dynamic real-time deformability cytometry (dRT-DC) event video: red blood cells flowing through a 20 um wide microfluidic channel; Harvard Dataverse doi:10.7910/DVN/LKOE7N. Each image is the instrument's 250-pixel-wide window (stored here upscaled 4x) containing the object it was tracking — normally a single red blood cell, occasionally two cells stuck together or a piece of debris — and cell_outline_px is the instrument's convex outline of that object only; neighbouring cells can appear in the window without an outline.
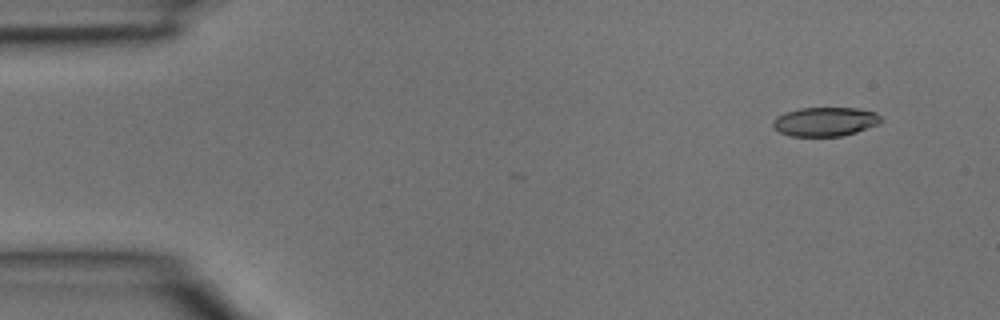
{"species": "common noctule bat (a hibernating species)", "species_latin": "Nyctalus noctula", "temperature_condition": "room temperature", "stored_images_in_passage": 4, "camera_frame_rate_fps": 3000, "um_per_image_px": 0.085, "animal": {"sex": "male", "body_mass_g": 15.6}, "frame": {"image": 1, "passage_image": 2, "time_ms": 0.333, "image_size_px": [1000, 320], "cell_outline_px": [[884, 120], [876, 124], [856, 132], [840, 136], [792, 136], [780, 132], [772, 124], [772, 120], [776, 116], [784, 112], [800, 108], [856, 108], [876, 112]], "centroid_in_image_um": [70.12, 10.33], "position_along_channel_um": 14.9, "area_um2": 18.21}}
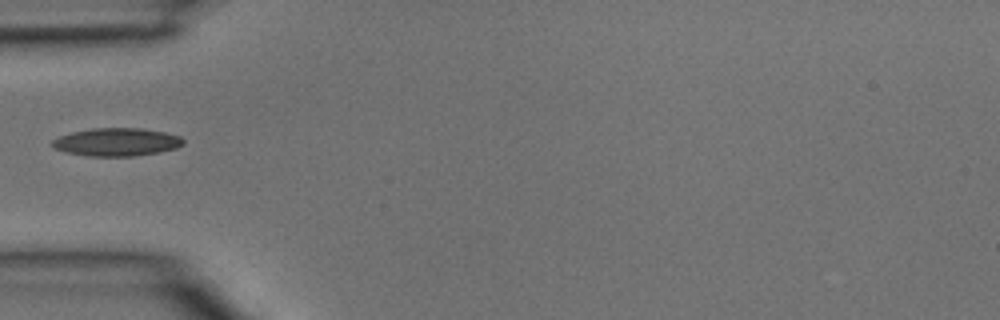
{"frame": {"image": 2, "passage_image": 4, "time_ms": 1.0, "image_size_px": [1000, 320], "cell_outline_px": [[184, 144], [176, 148], [156, 152], [132, 156], [88, 156], [64, 152], [56, 148], [52, 144], [52, 140], [60, 136], [72, 132], [92, 128], [140, 128], [164, 132], [180, 136], [184, 140]], "centroid_in_image_um": [9.91, 12.07], "position_along_channel_um": 75.1, "area_um2": 21.21}}